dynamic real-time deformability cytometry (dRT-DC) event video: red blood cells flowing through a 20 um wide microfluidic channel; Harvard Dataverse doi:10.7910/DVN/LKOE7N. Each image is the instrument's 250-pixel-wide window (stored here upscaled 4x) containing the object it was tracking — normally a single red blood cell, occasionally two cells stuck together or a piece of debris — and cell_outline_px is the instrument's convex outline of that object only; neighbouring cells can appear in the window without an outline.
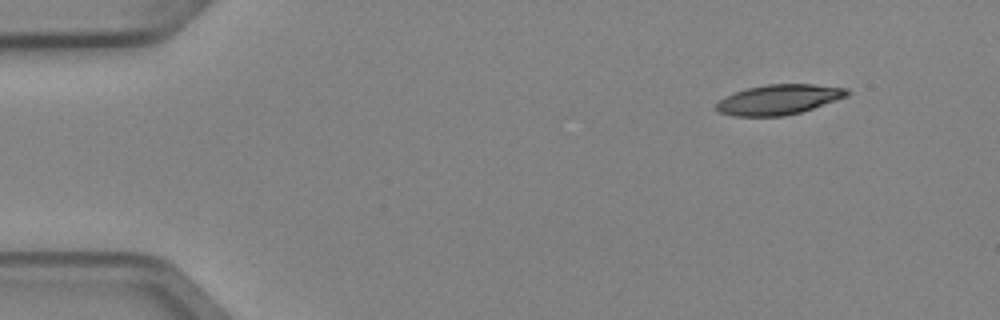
{"species": "Egyptian fruit bat (a non-hibernating species)", "species_latin": "Rousettus aegyptiacus", "temperature_condition": "cold", "stored_images_in_passage": 4, "camera_frame_rate_fps": 3000, "um_per_image_px": 0.085, "animal": {"sex": "female"}, "frame": {"image": 1, "passage_image": 1, "time_ms": 0.0, "image_size_px": [1000, 320], "cell_outline_px": [[852, 92], [848, 96], [800, 112], [784, 116], [732, 116], [720, 112], [716, 108], [716, 104], [724, 96], [748, 88], [768, 84], [812, 84], [848, 88]], "centroid_in_image_um": [66.22, 8.46], "position_along_channel_um": 18.8, "area_um2": 22.77}}
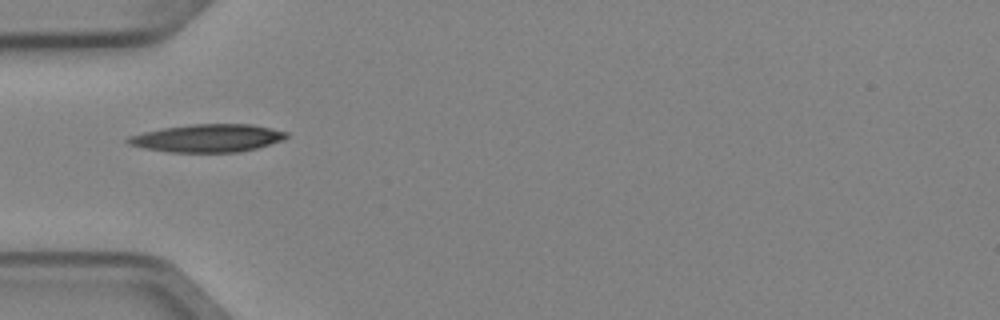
{"frame": {"image": 2, "passage_image": 4, "time_ms": 1.0, "image_size_px": [1000, 320], "cell_outline_px": [[288, 136], [284, 140], [256, 148], [236, 152], [168, 152], [144, 148], [128, 144], [124, 140], [128, 136], [144, 132], [164, 128], [192, 124], [252, 124], [272, 128], [288, 132]], "centroid_in_image_um": [17.65, 11.74], "position_along_channel_um": 67.3, "area_um2": 25.72}}